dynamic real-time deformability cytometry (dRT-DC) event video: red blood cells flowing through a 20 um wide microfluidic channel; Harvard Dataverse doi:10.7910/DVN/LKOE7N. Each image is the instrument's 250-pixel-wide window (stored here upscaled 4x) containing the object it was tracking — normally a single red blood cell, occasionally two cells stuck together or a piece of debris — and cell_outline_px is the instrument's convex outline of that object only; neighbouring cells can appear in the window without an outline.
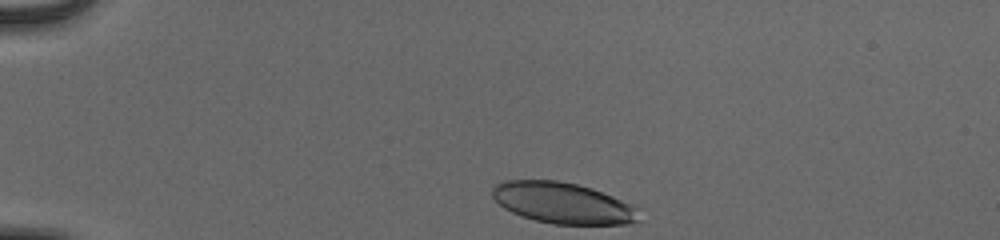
{"species": "human", "species_latin": "Homo sapiens", "temperature_condition": "cold", "stored_images_in_passage": 36, "camera_frame_rate_fps": 3000, "um_per_image_px": 0.085, "donor": {"sex": "male"}, "frame": {"image": 1, "passage_image": 1, "time_ms": 0.0, "image_size_px": [1000, 240], "cell_outline_px": [[640, 220], [628, 224], [552, 224], [536, 220], [512, 212], [504, 208], [492, 196], [492, 188], [496, 184], [504, 180], [556, 180], [576, 184], [592, 188], [612, 196], [640, 208]], "centroid_in_image_um": [47.87, 17.25], "position_along_channel_um": 37.1, "area_um2": 35.08}}
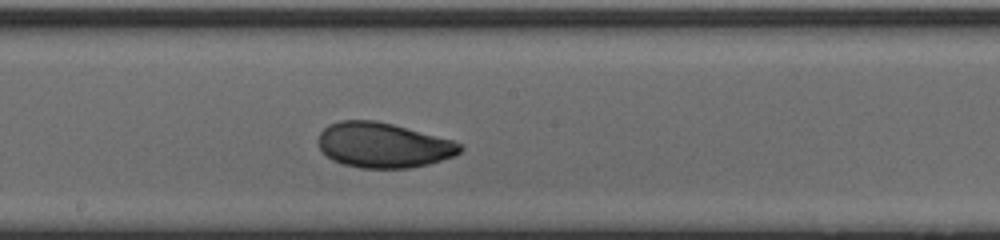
{"frame": {"image": 2, "passage_image": 20, "time_ms": 6.333, "image_size_px": [1000, 240], "cell_outline_px": [[464, 148], [460, 152], [452, 156], [428, 164], [408, 168], [360, 168], [344, 164], [332, 160], [320, 148], [316, 140], [320, 132], [328, 124], [340, 120], [376, 120], [456, 140]], "centroid_in_image_um": [32.57, 12.32], "position_along_channel_um": 215.6, "area_um2": 37.4}}
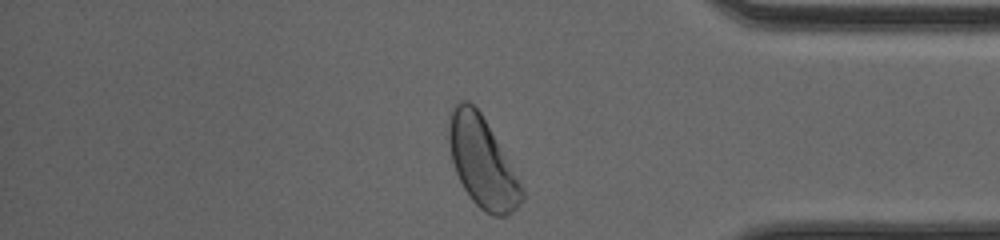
{"frame": {"image": 3, "passage_image": 35, "time_ms": 11.333, "image_size_px": [1000, 240], "cell_outline_px": [[524, 200], [512, 212], [504, 216], [492, 216], [484, 212], [472, 200], [464, 188], [456, 172], [452, 160], [448, 144], [448, 124], [452, 108], [456, 100], [468, 100], [480, 112], [520, 180], [524, 188]], "centroid_in_image_um": [40.99, 13.8], "position_along_channel_um": 394.2, "area_um2": 38.26}, "authors_computed_cell_mechanics": {"area_um2": 36.9342, "velocity_mm_per_s": 3.8686, "shape_relaxation_time_tau1_ms": 2.5241, "shape_relaxation_time_tau2_ms": 1.5972, "deformation_change_tau1": 0.1343, "deformation_change_tau2": 0.0663}}